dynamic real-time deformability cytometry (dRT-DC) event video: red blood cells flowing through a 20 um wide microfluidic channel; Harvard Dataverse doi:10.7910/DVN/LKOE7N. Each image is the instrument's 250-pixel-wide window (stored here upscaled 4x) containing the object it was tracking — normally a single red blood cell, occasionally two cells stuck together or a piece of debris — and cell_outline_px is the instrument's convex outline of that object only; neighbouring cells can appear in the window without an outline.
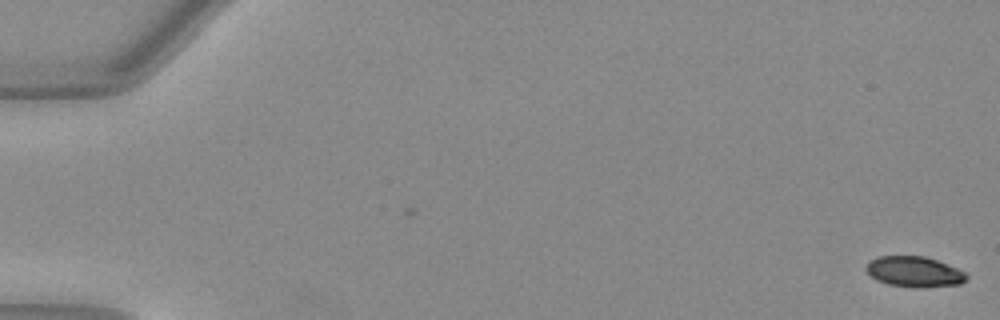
{"species": "Egyptian fruit bat (a non-hibernating species)", "species_latin": "Rousettus aegyptiacus", "temperature_condition": "warm", "stored_images_in_passage": 6, "camera_frame_rate_fps": 3000, "um_per_image_px": 0.085, "animal": {"sex": "female"}, "frame": {"image": 1, "passage_image": 6, "time_ms": 1.667, "image_size_px": [1000, 320], "cell_outline_px": [[968, 276], [960, 284], [888, 284], [876, 280], [864, 268], [876, 256], [924, 256], [936, 260], [956, 268], [964, 272]], "centroid_in_image_um": [77.65, 23.03], "position_along_channel_um": 7.3, "area_um2": 16.59}}